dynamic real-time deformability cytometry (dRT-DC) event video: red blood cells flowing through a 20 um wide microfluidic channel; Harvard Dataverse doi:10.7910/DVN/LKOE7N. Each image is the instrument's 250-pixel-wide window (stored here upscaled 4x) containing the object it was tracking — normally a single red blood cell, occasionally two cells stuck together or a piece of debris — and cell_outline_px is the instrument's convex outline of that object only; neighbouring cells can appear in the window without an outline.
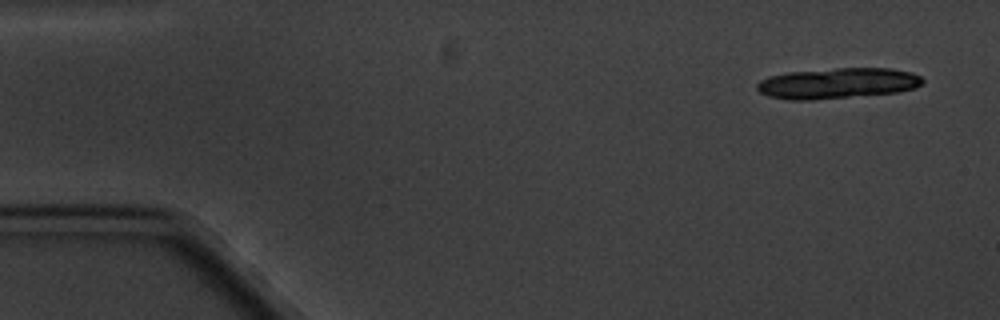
{"species": "common noctule bat (a hibernating species)", "species_latin": "Nyctalus noctula", "temperature_condition": "cold", "stored_images_in_passage": 4, "camera_frame_rate_fps": 3000, "um_per_image_px": 0.085, "animal": {"sex": "male", "body_mass_g": 20.1, "forearm_length_mm": 53.5}, "frame": {"image": 1, "passage_image": 1, "time_ms": 0.0, "image_size_px": [1000, 320], "cell_outline_px": [[924, 80], [916, 88], [900, 92], [812, 100], [788, 100], [768, 96], [760, 92], [756, 88], [756, 84], [760, 80], [772, 76], [788, 72], [836, 68], [892, 68], [912, 72], [920, 76]], "centroid_in_image_um": [71.21, 7.08], "position_along_channel_um": 13.8, "area_um2": 29.71}}
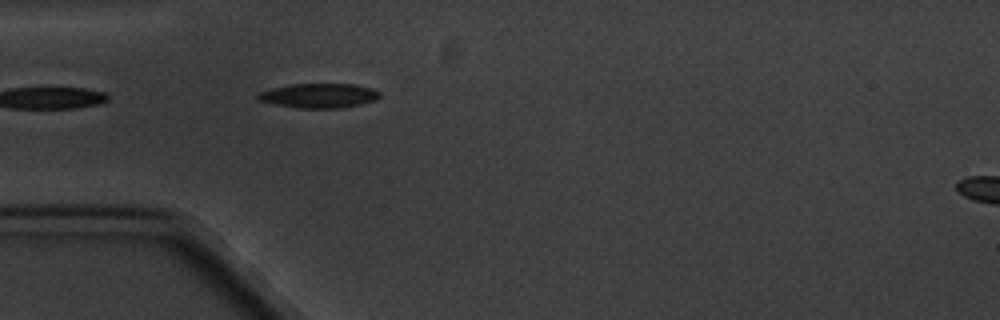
{"frame": {"image": 2, "passage_image": 4, "time_ms": 4.667, "image_size_px": [1000, 320], "cell_outline_px": [[380, 96], [376, 100], [360, 104], [340, 108], [300, 108], [276, 104], [260, 100], [256, 96], [260, 92], [272, 88], [292, 84], [356, 84], [372, 88], [380, 92]], "centroid_in_image_um": [27.16, 8.12], "position_along_channel_um": 57.8, "area_um2": 17.22}}